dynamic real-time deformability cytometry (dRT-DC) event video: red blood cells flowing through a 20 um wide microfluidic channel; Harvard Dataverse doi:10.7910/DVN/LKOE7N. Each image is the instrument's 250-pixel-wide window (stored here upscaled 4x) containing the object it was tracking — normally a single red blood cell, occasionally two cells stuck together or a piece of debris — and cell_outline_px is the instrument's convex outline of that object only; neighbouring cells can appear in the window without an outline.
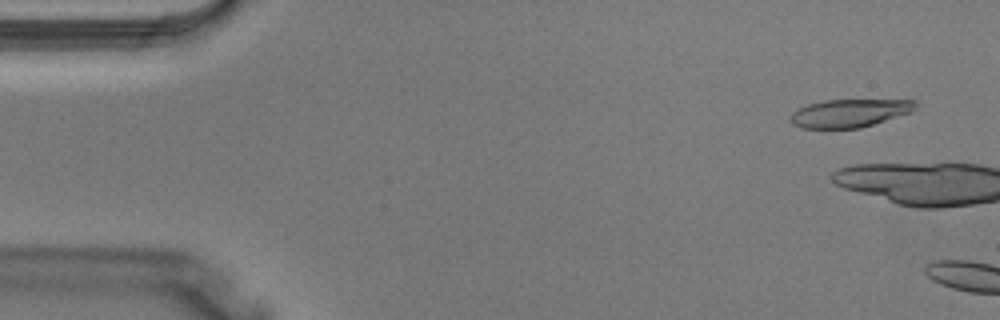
{"species": "Egyptian fruit bat (a non-hibernating species)", "species_latin": "Rousettus aegyptiacus", "temperature_condition": "warm", "stored_images_in_passage": 2, "camera_frame_rate_fps": 3000, "um_per_image_px": 0.085, "animal": {"sex": "male"}, "frame": {"image": 1, "passage_image": 1, "time_ms": 0.0, "image_size_px": [1000, 320], "cell_outline_px": [[916, 108], [912, 112], [860, 128], [800, 128], [792, 124], [788, 120], [788, 116], [792, 112], [808, 104], [824, 100], [916, 100]], "centroid_in_image_um": [72.17, 9.62], "position_along_channel_um": 12.8, "area_um2": 20.52}}